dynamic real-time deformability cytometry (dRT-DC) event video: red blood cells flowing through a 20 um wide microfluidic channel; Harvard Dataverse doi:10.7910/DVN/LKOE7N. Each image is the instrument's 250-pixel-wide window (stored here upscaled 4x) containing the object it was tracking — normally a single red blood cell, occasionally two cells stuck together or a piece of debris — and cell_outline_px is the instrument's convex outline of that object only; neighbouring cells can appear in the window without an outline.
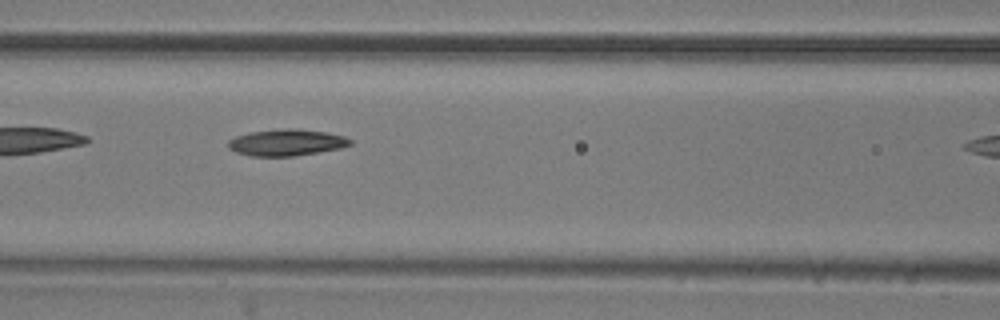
{"species": "common noctule bat (a hibernating species)", "species_latin": "Nyctalus noctula", "temperature_condition": "room temperature", "stored_images_in_passage": 10, "camera_frame_rate_fps": 3000, "um_per_image_px": 0.085, "animal": {"sex": "male", "body_mass_g": 20.5, "forearm_length_mm": 52.5}, "frame": {"image": 1, "passage_image": 6, "time_ms": 1.667, "image_size_px": [1000, 320], "cell_outline_px": [[352, 144], [340, 148], [292, 156], [252, 156], [236, 152], [228, 148], [228, 140], [236, 136], [248, 132], [284, 128], [296, 128], [328, 132], [344, 136], [352, 140]], "centroid_in_image_um": [24.34, 12.1], "position_along_channel_um": 142.3, "area_um2": 18.9}}